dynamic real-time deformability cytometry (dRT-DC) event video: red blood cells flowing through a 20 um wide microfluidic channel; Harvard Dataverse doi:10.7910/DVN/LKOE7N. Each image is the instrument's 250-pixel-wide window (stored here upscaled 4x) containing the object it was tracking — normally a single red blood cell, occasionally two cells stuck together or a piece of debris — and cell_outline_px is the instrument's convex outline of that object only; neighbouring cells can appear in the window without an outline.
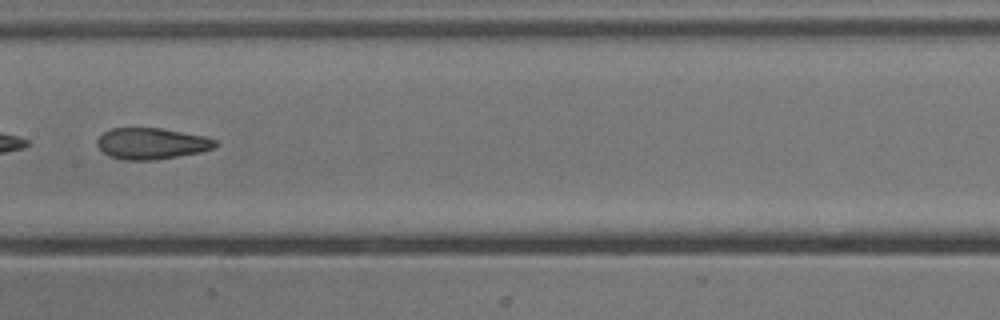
{"species": "common noctule bat (a hibernating species)", "species_latin": "Nyctalus noctula", "temperature_condition": "cold", "stored_images_in_passage": 34, "camera_frame_rate_fps": 3000, "um_per_image_px": 0.085, "animal": {"sex": "male", "body_mass_g": 13.3}, "frame": {"image": 1, "passage_image": 10, "time_ms": 3.0, "image_size_px": [1000, 320], "cell_outline_px": [[216, 144], [212, 148], [200, 152], [152, 160], [124, 160], [108, 156], [96, 144], [96, 140], [104, 132], [112, 128], [164, 128], [204, 136], [216, 140]], "centroid_in_image_um": [12.85, 12.19], "position_along_channel_um": 194.6, "area_um2": 21.39}}